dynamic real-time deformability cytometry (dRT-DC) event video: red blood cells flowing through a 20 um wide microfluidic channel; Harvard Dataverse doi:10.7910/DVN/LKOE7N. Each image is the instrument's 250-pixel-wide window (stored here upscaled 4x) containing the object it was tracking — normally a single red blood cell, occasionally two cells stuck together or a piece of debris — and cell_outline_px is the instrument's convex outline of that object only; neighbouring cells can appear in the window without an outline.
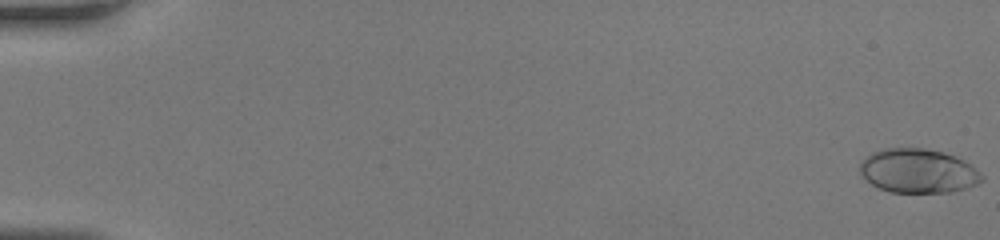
{"species": "human", "species_latin": "Homo sapiens", "temperature_condition": "room temperature", "stored_images_in_passage": 16, "camera_frame_rate_fps": 3000, "um_per_image_px": 0.085, "donor": {"sex": "female"}, "frame": {"image": 1, "passage_image": 1, "time_ms": 0.0, "image_size_px": [1000, 240], "cell_outline_px": [[984, 180], [976, 184], [952, 192], [888, 192], [872, 184], [860, 176], [860, 160], [872, 152], [884, 148], [924, 148], [944, 152], [956, 156], [964, 160], [980, 172], [984, 176]], "centroid_in_image_um": [78.02, 14.52], "position_along_channel_um": 7.0, "area_um2": 31.56}}